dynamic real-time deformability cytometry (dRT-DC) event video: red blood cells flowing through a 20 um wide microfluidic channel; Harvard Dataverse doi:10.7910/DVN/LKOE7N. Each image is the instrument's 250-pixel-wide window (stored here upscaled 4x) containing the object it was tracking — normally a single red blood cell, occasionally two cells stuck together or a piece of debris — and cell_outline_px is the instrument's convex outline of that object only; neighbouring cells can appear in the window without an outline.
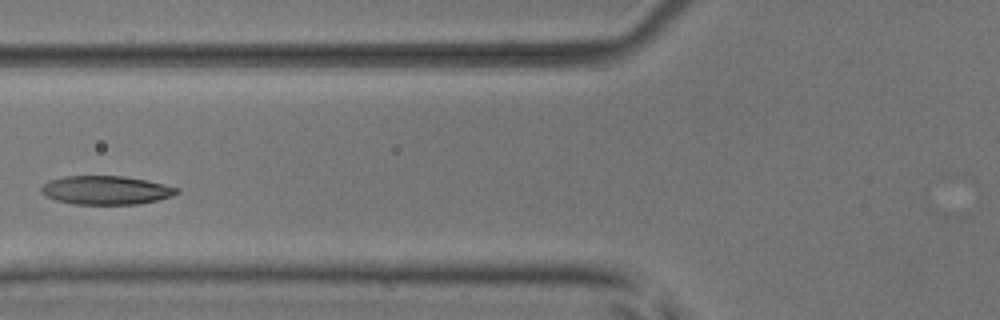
{"species": "common noctule bat (a hibernating species)", "species_latin": "Nyctalus noctula", "temperature_condition": "room temperature", "stored_images_in_passage": 6, "camera_frame_rate_fps": 3000, "um_per_image_px": 0.085, "animal": {"sex": "male", "body_mass_g": 17.9, "forearm_length_mm": 54.2}, "frame": {"image": 1, "passage_image": 5, "time_ms": 4.667, "image_size_px": [1000, 320], "cell_outline_px": [[180, 192], [172, 196], [156, 200], [136, 204], [76, 204], [56, 200], [44, 196], [40, 192], [40, 188], [48, 180], [64, 176], [124, 176], [164, 184], [180, 188]], "centroid_in_image_um": [8.98, 16.16], "position_along_channel_um": 116.8, "area_um2": 22.66}}
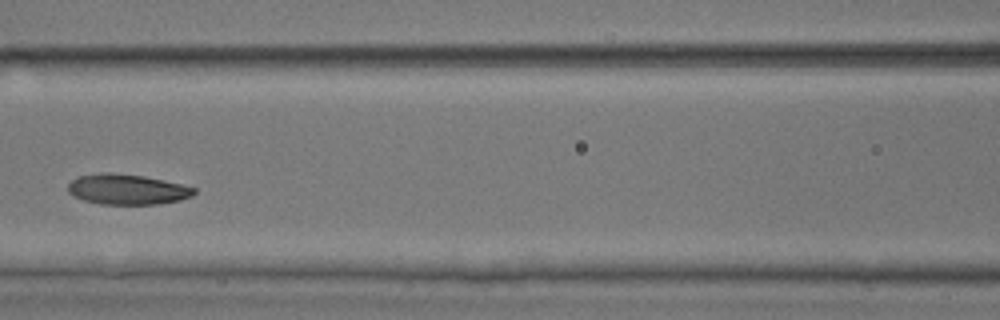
{"frame": {"image": 2, "passage_image": 6, "time_ms": 5.667, "image_size_px": [1000, 320], "cell_outline_px": [[196, 192], [192, 196], [180, 200], [160, 204], [100, 204], [84, 200], [72, 196], [68, 192], [68, 184], [72, 180], [80, 176], [104, 172], [108, 172], [144, 176], [164, 180], [196, 188]], "centroid_in_image_um": [10.81, 16.1], "position_along_channel_um": 155.8, "area_um2": 22.31}}